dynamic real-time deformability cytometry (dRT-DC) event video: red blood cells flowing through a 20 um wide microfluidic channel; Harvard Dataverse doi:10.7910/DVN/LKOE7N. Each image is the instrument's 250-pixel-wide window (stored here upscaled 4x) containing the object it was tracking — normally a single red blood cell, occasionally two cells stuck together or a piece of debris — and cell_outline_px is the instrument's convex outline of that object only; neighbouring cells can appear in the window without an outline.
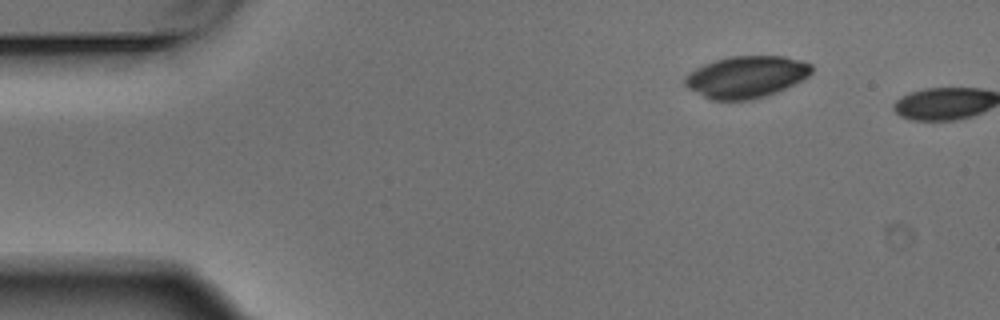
{"species": "Egyptian fruit bat (a non-hibernating species)", "species_latin": "Rousettus aegyptiacus", "temperature_condition": "warm", "stored_images_in_passage": 2, "camera_frame_rate_fps": 3000, "um_per_image_px": 0.085, "animal": {"sex": "male"}, "frame": {"image": 1, "passage_image": 1, "time_ms": 0.0, "image_size_px": [1000, 320], "cell_outline_px": [[812, 72], [808, 76], [776, 92], [752, 100], [712, 100], [688, 88], [684, 84], [684, 76], [688, 72], [704, 64], [716, 60], [732, 56], [784, 56], [800, 60], [812, 64]], "centroid_in_image_um": [63.4, 6.53], "position_along_channel_um": 21.6, "area_um2": 30.69}}